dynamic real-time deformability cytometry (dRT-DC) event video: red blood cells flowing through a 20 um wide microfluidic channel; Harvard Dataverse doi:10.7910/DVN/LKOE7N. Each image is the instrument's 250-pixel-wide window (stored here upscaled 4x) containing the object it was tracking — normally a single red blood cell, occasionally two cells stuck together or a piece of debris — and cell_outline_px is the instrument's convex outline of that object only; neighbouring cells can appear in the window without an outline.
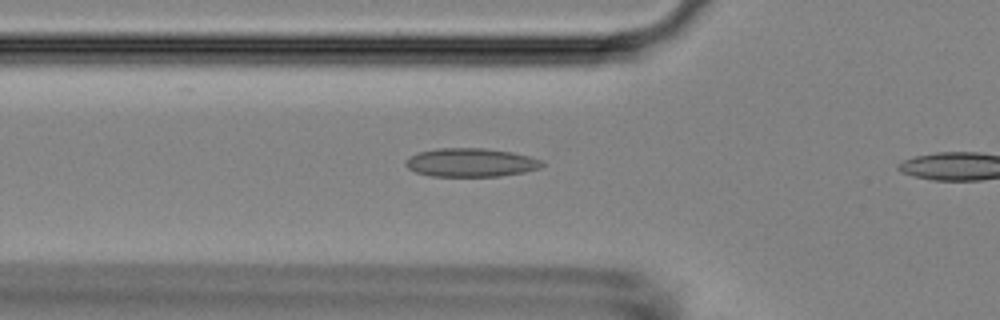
{"species": "Egyptian fruit bat (a non-hibernating species)", "species_latin": "Rousettus aegyptiacus", "temperature_condition": "room temperature", "stored_images_in_passage": 3, "camera_frame_rate_fps": 3000, "um_per_image_px": 0.085, "animal": {"sex": "female"}, "frame": {"image": 1, "passage_image": 2, "time_ms": 0.333, "image_size_px": [1000, 320], "cell_outline_px": [[544, 164], [540, 168], [524, 172], [500, 176], [432, 176], [416, 172], [408, 168], [404, 164], [416, 152], [436, 148], [484, 148], [512, 152], [544, 160]], "centroid_in_image_um": [40.04, 13.81], "position_along_channel_um": 85.8, "area_um2": 22.72}}